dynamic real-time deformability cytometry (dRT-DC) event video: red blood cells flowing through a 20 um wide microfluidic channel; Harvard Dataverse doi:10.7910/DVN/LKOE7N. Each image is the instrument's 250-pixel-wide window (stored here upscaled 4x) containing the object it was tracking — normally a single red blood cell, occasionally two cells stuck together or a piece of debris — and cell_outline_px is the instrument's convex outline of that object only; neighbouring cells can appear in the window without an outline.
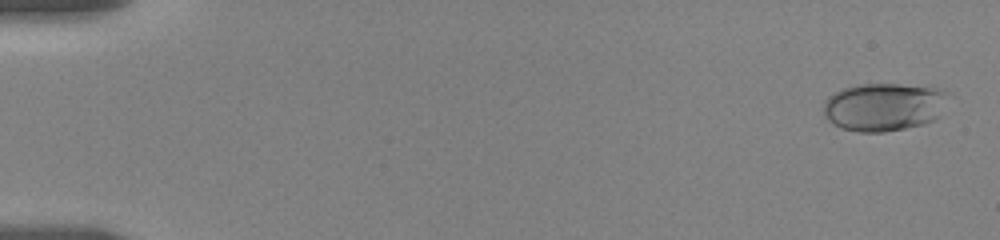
{"species": "human", "species_latin": "Homo sapiens", "temperature_condition": "room temperature", "stored_images_in_passage": 58, "camera_frame_rate_fps": 3000, "um_per_image_px": 0.085, "donor": {"sex": "female"}, "frame": {"image": 1, "passage_image": 2, "time_ms": 0.333, "image_size_px": [1000, 240], "cell_outline_px": [[952, 96], [936, 120], [924, 124], [884, 132], [856, 132], [840, 128], [832, 124], [824, 116], [824, 100], [828, 96], [844, 88], [856, 84], [900, 84], [944, 88]], "centroid_in_image_um": [75.18, 9.08], "position_along_channel_um": 9.8, "area_um2": 35.72}}
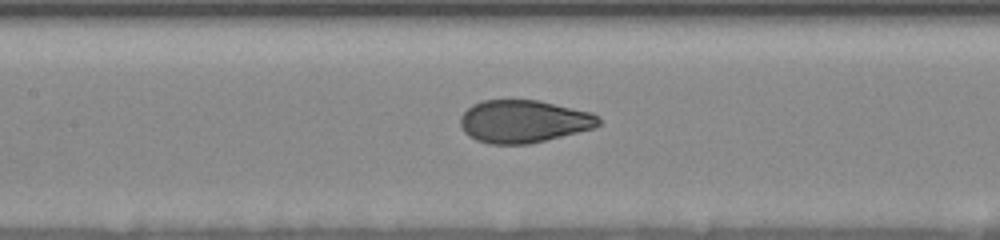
{"frame": {"image": 2, "passage_image": 28, "time_ms": 9.0, "image_size_px": [1000, 240], "cell_outline_px": [[600, 124], [596, 128], [528, 144], [488, 144], [476, 140], [468, 136], [464, 132], [460, 124], [460, 116], [472, 104], [484, 100], [540, 100], [592, 112], [600, 116]], "centroid_in_image_um": [44.52, 10.31], "position_along_channel_um": 162.9, "area_um2": 34.68}}
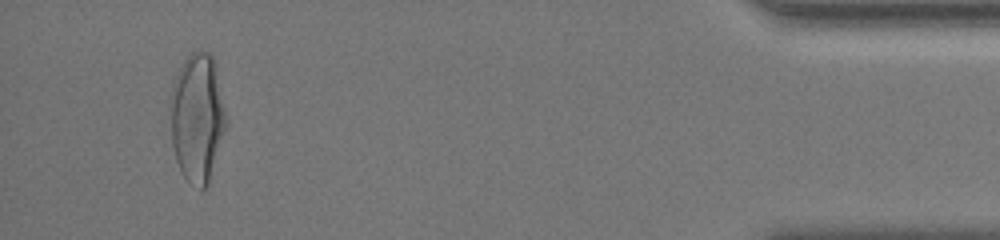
{"frame": {"image": 3, "passage_image": 55, "time_ms": 18.0, "image_size_px": [1000, 240], "cell_outline_px": [[228, 124], [208, 184], [200, 192], [188, 184], [176, 160], [172, 144], [168, 108], [168, 100], [172, 84], [176, 72], [184, 60], [192, 52], [208, 52], [212, 56], [216, 64]], "centroid_in_image_um": [16.75, 10.02], "position_along_channel_um": 418.5, "area_um2": 42.95}, "authors_computed_cell_mechanics": {"area_um2": 35.0846, "velocity_mm_per_s": 3.521, "shape_relaxation_time_tau1_ms": 5.4526, "shape_relaxation_time_tau2_ms": null, "deformation_change_tau1": 0.2013, "deformation_change_tau2": null}}